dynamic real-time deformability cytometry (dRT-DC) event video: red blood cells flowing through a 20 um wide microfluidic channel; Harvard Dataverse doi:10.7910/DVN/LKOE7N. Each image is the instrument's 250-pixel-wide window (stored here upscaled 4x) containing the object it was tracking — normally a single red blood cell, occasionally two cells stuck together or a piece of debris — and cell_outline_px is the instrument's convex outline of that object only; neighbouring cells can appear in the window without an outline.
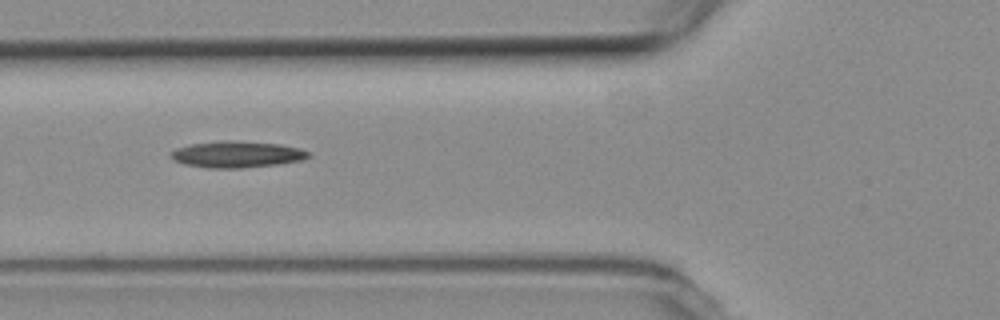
{"species": "common noctule bat (a hibernating species)", "species_latin": "Nyctalus noctula", "temperature_condition": "room temperature", "stored_images_in_passage": 11, "camera_frame_rate_fps": 3000, "um_per_image_px": 0.085, "animal": {"sex": "female", "body_mass_g": 19.3, "forearm_length_mm": 54.1}, "frame": {"image": 1, "passage_image": 4, "time_ms": 1.0, "image_size_px": [1000, 320], "cell_outline_px": [[312, 156], [300, 160], [276, 164], [240, 168], [208, 168], [184, 164], [176, 160], [172, 156], [172, 152], [176, 148], [188, 144], [220, 140], [232, 140], [280, 144], [300, 148], [308, 152]], "centroid_in_image_um": [20.14, 13.11], "position_along_channel_um": 105.7, "area_um2": 21.1}}
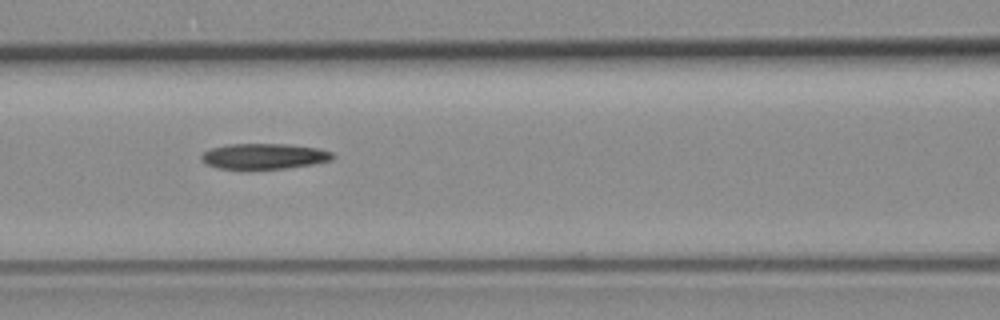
{"frame": {"image": 2, "passage_image": 7, "time_ms": 2.0, "image_size_px": [1000, 320], "cell_outline_px": [[336, 156], [332, 160], [312, 164], [284, 168], [220, 168], [208, 164], [200, 160], [200, 156], [204, 152], [212, 148], [228, 144], [288, 144], [316, 148], [332, 152]], "centroid_in_image_um": [22.47, 13.26], "position_along_channel_um": 144.1, "area_um2": 19.25}}